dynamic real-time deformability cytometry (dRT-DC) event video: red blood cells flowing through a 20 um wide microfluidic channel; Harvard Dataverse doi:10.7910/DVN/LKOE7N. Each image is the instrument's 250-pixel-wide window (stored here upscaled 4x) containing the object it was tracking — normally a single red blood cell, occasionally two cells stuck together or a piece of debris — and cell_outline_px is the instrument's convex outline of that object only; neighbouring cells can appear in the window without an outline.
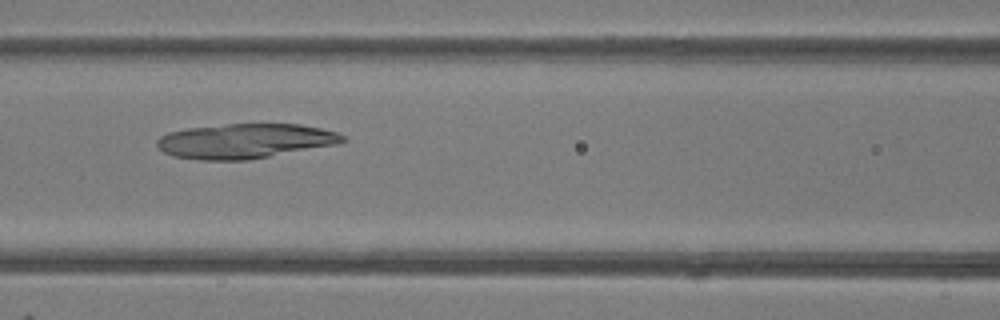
{"species": "common noctule bat (a hibernating species)", "species_latin": "Nyctalus noctula", "temperature_condition": "room temperature", "stored_images_in_passage": 6, "camera_frame_rate_fps": 3000, "um_per_image_px": 0.085, "animal": {"sex": "female"}, "frame": {"image": 1, "passage_image": 6, "time_ms": 6.333, "image_size_px": [1000, 320], "cell_outline_px": [[348, 140], [336, 144], [248, 160], [200, 160], [172, 156], [164, 152], [156, 144], [156, 140], [160, 136], [168, 132], [188, 128], [224, 124], [300, 124], [320, 128], [336, 132], [344, 136]], "centroid_in_image_um": [20.8, 11.98], "position_along_channel_um": 145.8, "area_um2": 37.51}}